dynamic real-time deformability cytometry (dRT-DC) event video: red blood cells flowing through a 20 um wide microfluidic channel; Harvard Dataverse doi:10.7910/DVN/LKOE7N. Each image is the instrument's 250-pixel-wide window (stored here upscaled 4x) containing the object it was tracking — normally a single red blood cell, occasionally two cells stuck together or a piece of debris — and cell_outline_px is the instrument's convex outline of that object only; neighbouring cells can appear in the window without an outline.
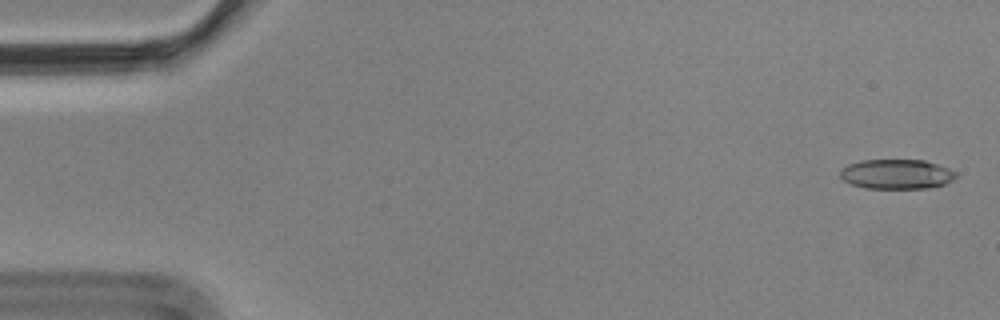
{"species": "Egyptian fruit bat (a non-hibernating species)", "species_latin": "Rousettus aegyptiacus", "temperature_condition": "cold", "stored_images_in_passage": 5, "camera_frame_rate_fps": 3000, "um_per_image_px": 0.085, "animal": {"sex": "male"}, "frame": {"image": 1, "passage_image": 1, "time_ms": 0.0, "image_size_px": [1000, 320], "cell_outline_px": [[956, 176], [952, 180], [944, 184], [928, 188], [864, 188], [852, 184], [844, 180], [840, 176], [840, 168], [848, 164], [860, 160], [924, 160], [948, 168], [956, 172]], "centroid_in_image_um": [76.18, 14.79], "position_along_channel_um": 8.8, "area_um2": 20.0}}
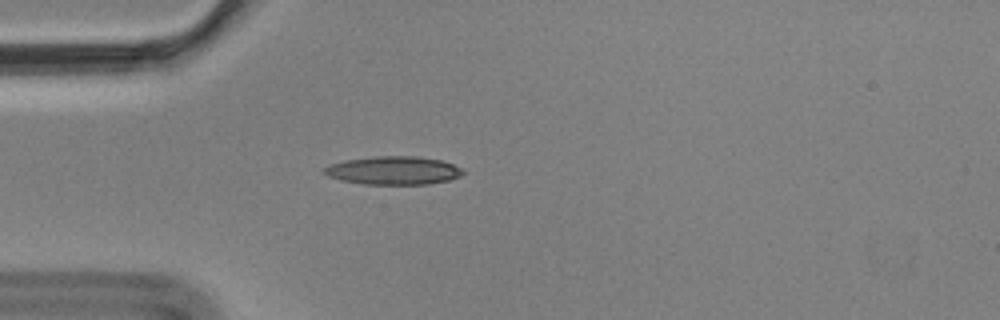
{"frame": {"image": 2, "passage_image": 5, "time_ms": 1.333, "image_size_px": [1000, 320], "cell_outline_px": [[464, 172], [460, 176], [448, 180], [428, 184], [364, 184], [340, 180], [328, 176], [320, 168], [328, 164], [344, 160], [376, 156], [416, 156], [444, 160], [464, 168]], "centroid_in_image_um": [33.44, 14.48], "position_along_channel_um": 51.6, "area_um2": 23.18}}